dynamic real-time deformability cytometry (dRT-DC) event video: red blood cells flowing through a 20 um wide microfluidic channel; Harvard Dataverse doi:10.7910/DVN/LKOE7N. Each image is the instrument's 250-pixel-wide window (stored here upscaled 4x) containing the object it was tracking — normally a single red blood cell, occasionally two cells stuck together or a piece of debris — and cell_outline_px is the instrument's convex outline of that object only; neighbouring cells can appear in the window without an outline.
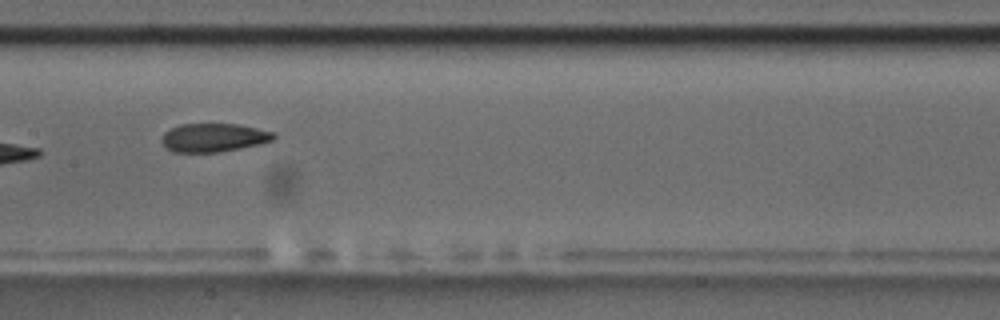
{"species": "common noctule bat (a hibernating species)", "species_latin": "Nyctalus noctula", "temperature_condition": "room temperature", "stored_images_in_passage": 10, "camera_frame_rate_fps": 3000, "um_per_image_px": 0.085, "animal": {"sex": "male", "body_mass_g": 17.5, "forearm_length_mm": 52.3}, "frame": {"image": 1, "passage_image": 9, "time_ms": 9.667, "image_size_px": [1000, 320], "cell_outline_px": [[276, 136], [272, 140], [260, 144], [220, 152], [172, 152], [164, 148], [160, 140], [164, 132], [180, 124], [236, 124], [256, 128], [272, 132]], "centroid_in_image_um": [18.1, 11.7], "position_along_channel_um": 189.3, "area_um2": 18.61}}
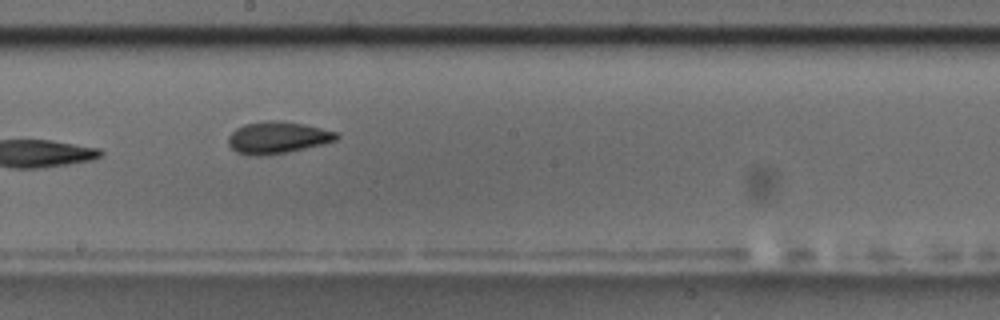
{"frame": {"image": 2, "passage_image": 10, "time_ms": 10.667, "image_size_px": [1000, 320], "cell_outline_px": [[340, 136], [336, 140], [288, 152], [260, 156], [256, 156], [236, 152], [228, 144], [228, 136], [236, 128], [244, 124], [272, 120], [280, 120], [304, 124], [336, 132]], "centroid_in_image_um": [23.56, 11.69], "position_along_channel_um": 224.6, "area_um2": 19.94}}